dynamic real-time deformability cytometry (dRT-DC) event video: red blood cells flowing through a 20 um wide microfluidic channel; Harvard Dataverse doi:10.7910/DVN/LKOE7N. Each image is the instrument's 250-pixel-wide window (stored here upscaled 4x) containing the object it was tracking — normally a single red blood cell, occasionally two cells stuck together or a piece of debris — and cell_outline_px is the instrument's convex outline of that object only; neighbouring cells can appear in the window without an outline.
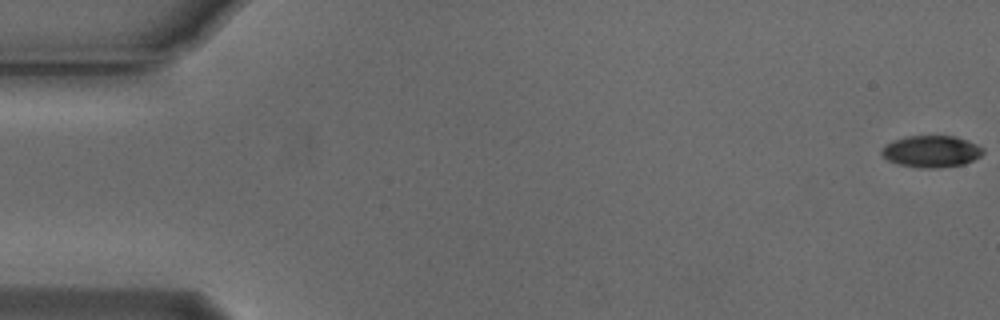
{"species": "Egyptian fruit bat (a non-hibernating species)", "species_latin": "Rousettus aegyptiacus", "temperature_condition": "cold", "stored_images_in_passage": 15, "camera_frame_rate_fps": 3000, "um_per_image_px": 0.085, "animal": {"sex": "male"}, "frame": {"image": 1, "passage_image": 1, "time_ms": 0.0, "image_size_px": [1000, 320], "cell_outline_px": [[984, 152], [980, 156], [964, 164], [936, 168], [920, 168], [900, 164], [888, 160], [880, 152], [884, 144], [892, 140], [908, 136], [956, 136], [968, 140], [984, 148]], "centroid_in_image_um": [79.16, 12.86], "position_along_channel_um": 5.8, "area_um2": 18.79}}
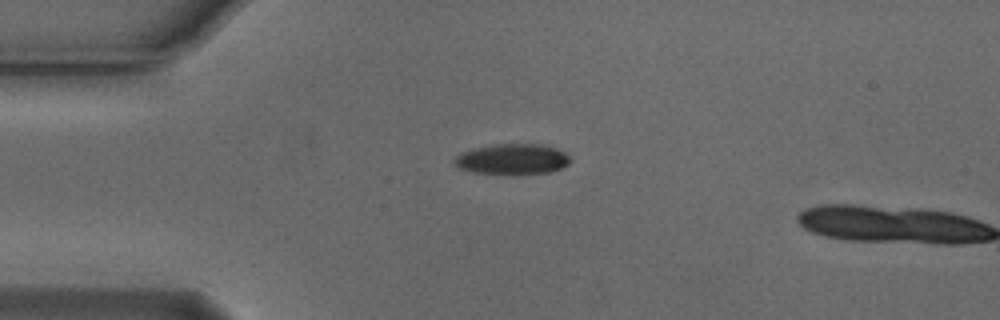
{"frame": {"image": 2, "passage_image": 14, "time_ms": 4.333, "image_size_px": [1000, 320], "cell_outline_px": [[572, 160], [568, 164], [560, 168], [548, 172], [512, 176], [472, 172], [460, 168], [452, 160], [456, 156], [464, 152], [476, 148], [496, 144], [540, 144], [556, 148], [564, 152]], "centroid_in_image_um": [43.56, 13.56], "position_along_channel_um": 41.4, "area_um2": 20.87}}